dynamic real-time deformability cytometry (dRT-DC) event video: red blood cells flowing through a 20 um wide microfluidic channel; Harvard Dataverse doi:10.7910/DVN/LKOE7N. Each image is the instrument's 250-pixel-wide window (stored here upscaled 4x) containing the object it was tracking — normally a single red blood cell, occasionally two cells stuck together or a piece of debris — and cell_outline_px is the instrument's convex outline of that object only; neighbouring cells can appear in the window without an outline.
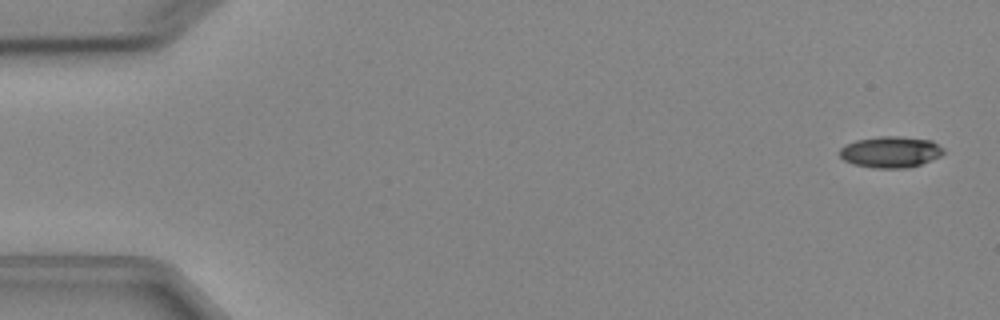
{"species": "Egyptian fruit bat (a non-hibernating species)", "species_latin": "Rousettus aegyptiacus", "temperature_condition": "cold", "stored_images_in_passage": 5, "camera_frame_rate_fps": 3000, "um_per_image_px": 0.085, "animal": {"sex": "female"}, "frame": {"image": 1, "passage_image": 1, "time_ms": 0.0, "image_size_px": [1000, 320], "cell_outline_px": [[944, 152], [940, 156], [920, 164], [908, 168], [872, 168], [852, 164], [844, 160], [840, 156], [840, 148], [844, 144], [856, 140], [880, 136], [900, 136], [932, 140], [944, 148]], "centroid_in_image_um": [75.68, 12.91], "position_along_channel_um": 9.3, "area_um2": 19.07}}
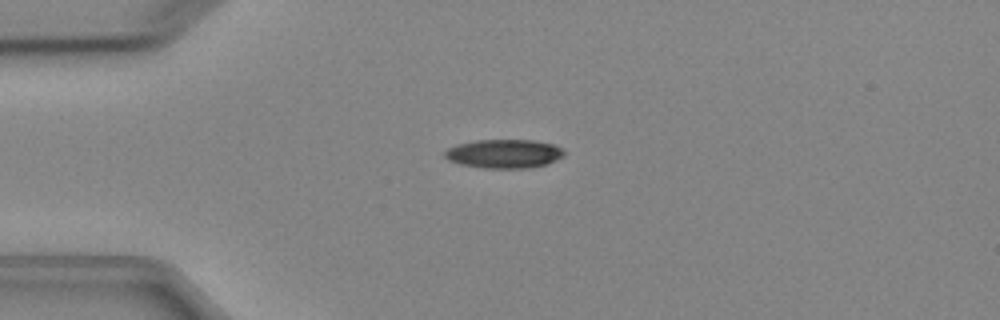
{"frame": {"image": 2, "passage_image": 4, "time_ms": 3.667, "image_size_px": [1000, 320], "cell_outline_px": [[564, 156], [548, 164], [528, 168], [484, 168], [460, 164], [448, 160], [444, 156], [444, 152], [448, 148], [456, 144], [476, 140], [532, 140], [556, 144], [564, 148]], "centroid_in_image_um": [42.87, 13.06], "position_along_channel_um": 42.1, "area_um2": 20.29}}